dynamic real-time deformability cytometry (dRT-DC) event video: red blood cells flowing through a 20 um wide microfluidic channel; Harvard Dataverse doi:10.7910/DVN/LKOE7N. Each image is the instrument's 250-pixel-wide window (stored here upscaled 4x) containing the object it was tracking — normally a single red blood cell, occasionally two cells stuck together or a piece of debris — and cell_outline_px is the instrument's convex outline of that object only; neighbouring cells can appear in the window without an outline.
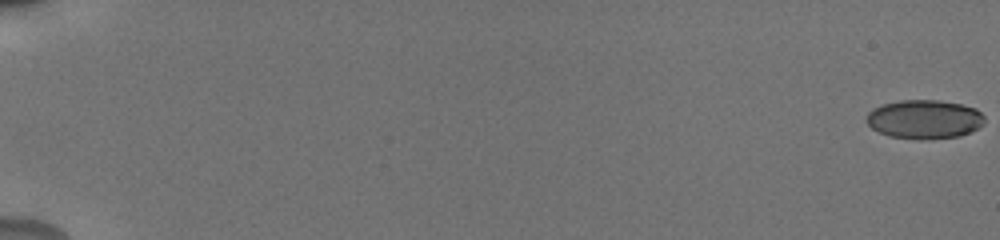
{"species": "human", "species_latin": "Homo sapiens", "temperature_condition": "cold", "stored_images_in_passage": 57, "camera_frame_rate_fps": 3000, "um_per_image_px": 0.085, "donor": {"sex": "male"}, "frame": {"image": 1, "passage_image": 1, "time_ms": 0.0, "image_size_px": [1000, 240], "cell_outline_px": [[984, 124], [980, 128], [972, 132], [960, 136], [928, 140], [916, 140], [888, 136], [872, 128], [864, 120], [868, 112], [872, 108], [884, 104], [900, 100], [940, 100], [960, 104], [976, 108], [984, 116]], "centroid_in_image_um": [78.58, 10.15], "position_along_channel_um": 6.4, "area_um2": 27.28}}
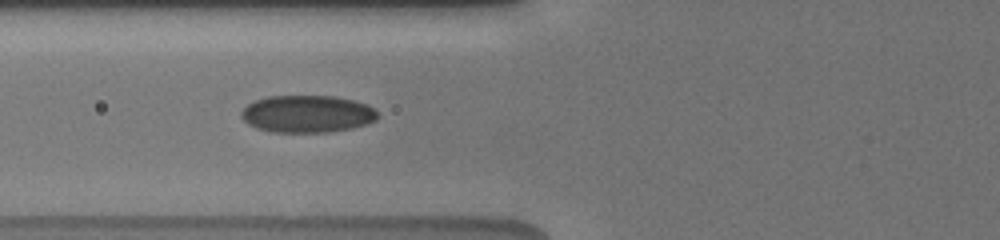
{"frame": {"image": 2, "passage_image": 25, "time_ms": 8.0, "image_size_px": [1000, 240], "cell_outline_px": [[376, 120], [368, 124], [352, 128], [328, 132], [268, 132], [256, 128], [248, 124], [240, 116], [240, 112], [252, 100], [268, 96], [336, 96], [368, 104], [376, 108]], "centroid_in_image_um": [26.09, 9.68], "position_along_channel_um": 99.7, "area_um2": 29.94}}
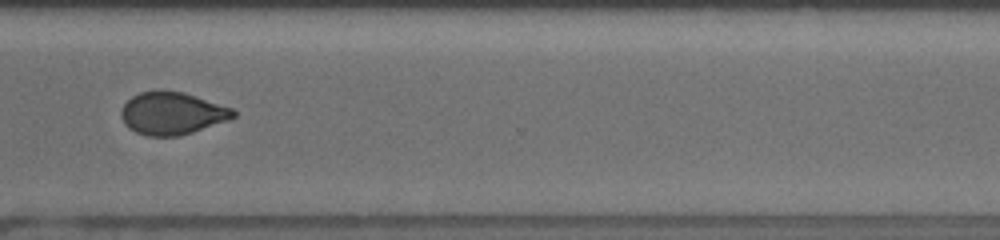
{"frame": {"image": 3, "passage_image": 45, "time_ms": 14.667, "image_size_px": [1000, 240], "cell_outline_px": [[236, 116], [228, 120], [180, 136], [148, 136], [136, 132], [128, 128], [124, 124], [120, 116], [120, 112], [124, 104], [132, 96], [140, 92], [160, 88], [184, 92], [232, 108], [236, 112]], "centroid_in_image_um": [14.59, 9.61], "position_along_channel_um": 356.0, "area_um2": 28.09}, "authors_computed_cell_mechanics": {"area_um2": 28.0908, "velocity_mm_per_s": 3.8434, "shape_relaxation_time_tau1_ms": 6.5396, "shape_relaxation_time_tau2_ms": 1.8337, "deformation_change_tau1": 0.1389, "deformation_change_tau2": 0.0587}}